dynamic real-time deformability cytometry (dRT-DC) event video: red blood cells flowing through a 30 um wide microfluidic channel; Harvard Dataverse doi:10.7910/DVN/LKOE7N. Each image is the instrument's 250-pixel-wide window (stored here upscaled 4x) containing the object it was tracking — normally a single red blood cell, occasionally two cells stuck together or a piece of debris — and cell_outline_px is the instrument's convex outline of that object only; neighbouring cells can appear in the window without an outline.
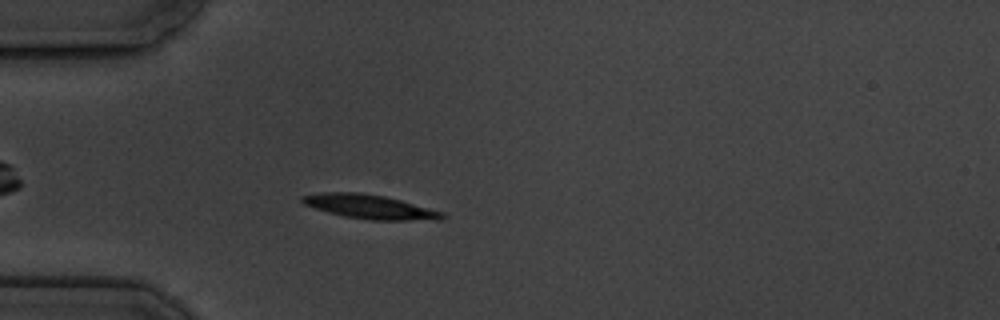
{"species": "common noctule bat (a hibernating species)", "species_latin": "Nyctalus noctula", "temperature_condition": "cold", "stored_images_in_passage": 2, "camera_frame_rate_fps": 3000, "um_per_image_px": 0.085, "animal": {"sex": "male", "body_mass_g": 19.5, "forearm_length_mm": 54.6}, "frame": {"image": 1, "passage_image": 2, "time_ms": 1.0, "image_size_px": [1000, 320], "cell_outline_px": [[448, 216], [444, 220], [368, 220], [344, 216], [328, 212], [304, 204], [300, 200], [300, 196], [320, 192], [360, 192], [384, 196], [400, 200], [444, 212]], "centroid_in_image_um": [31.46, 17.58], "position_along_channel_um": 53.5, "area_um2": 19.83}}